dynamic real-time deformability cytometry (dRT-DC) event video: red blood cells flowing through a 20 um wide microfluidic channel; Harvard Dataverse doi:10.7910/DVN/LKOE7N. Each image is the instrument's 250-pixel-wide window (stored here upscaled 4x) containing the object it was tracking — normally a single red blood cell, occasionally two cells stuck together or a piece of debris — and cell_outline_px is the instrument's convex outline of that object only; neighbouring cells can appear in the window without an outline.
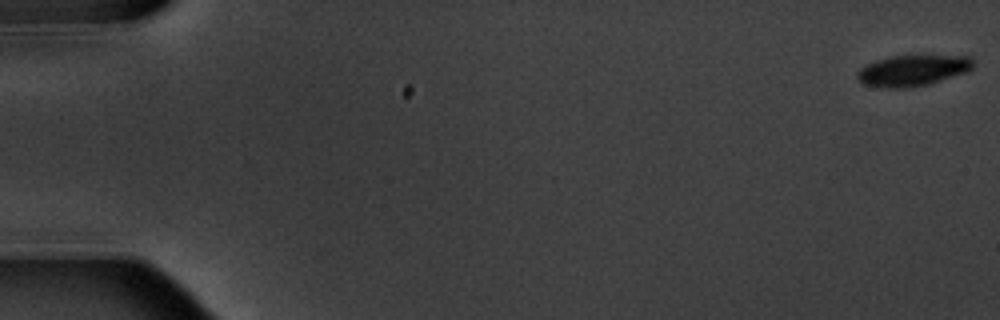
{"species": "common noctule bat (a hibernating species)", "species_latin": "Nyctalus noctula", "temperature_condition": "warm", "stored_images_in_passage": 4, "camera_frame_rate_fps": 3000, "um_per_image_px": 0.085, "animal": {"sex": "male", "body_mass_g": 20.1, "forearm_length_mm": 53.5}, "frame": {"image": 1, "passage_image": 1, "time_ms": 0.0, "image_size_px": [1000, 320], "cell_outline_px": [[972, 68], [968, 72], [928, 84], [908, 88], [884, 88], [864, 84], [856, 76], [860, 68], [876, 60], [888, 56], [972, 56]], "centroid_in_image_um": [77.58, 6.0], "position_along_channel_um": 7.4, "area_um2": 20.81}}